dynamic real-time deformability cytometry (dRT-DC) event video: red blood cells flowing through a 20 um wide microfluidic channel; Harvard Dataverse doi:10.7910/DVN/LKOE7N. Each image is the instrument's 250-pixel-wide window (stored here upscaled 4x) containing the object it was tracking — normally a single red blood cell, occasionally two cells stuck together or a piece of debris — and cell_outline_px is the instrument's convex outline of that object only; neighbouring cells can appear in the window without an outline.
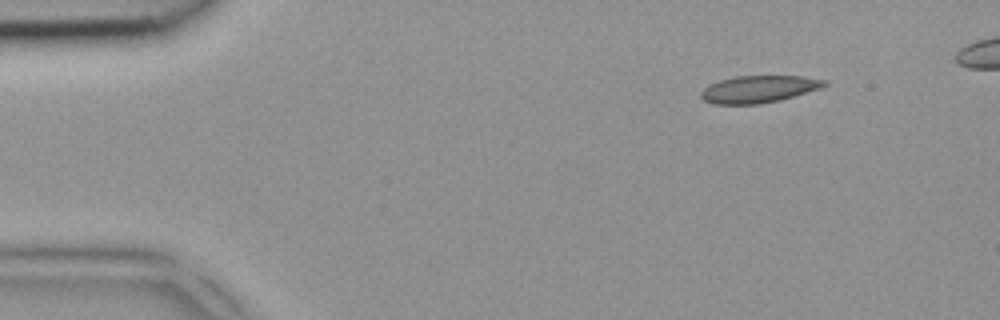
{"species": "common noctule bat (a hibernating species)", "species_latin": "Nyctalus noctula", "temperature_condition": "room temperature", "stored_images_in_passage": 2, "camera_frame_rate_fps": 3000, "um_per_image_px": 0.085, "animal": {"sex": "female", "body_mass_g": 18.4}, "frame": {"image": 1, "passage_image": 1, "time_ms": 0.0, "image_size_px": [1000, 320], "cell_outline_px": [[828, 84], [820, 88], [780, 100], [760, 104], [712, 104], [704, 100], [700, 96], [700, 92], [708, 84], [720, 80], [736, 76], [804, 76], [828, 80]], "centroid_in_image_um": [64.48, 7.57], "position_along_channel_um": 20.5, "area_um2": 19.59}}